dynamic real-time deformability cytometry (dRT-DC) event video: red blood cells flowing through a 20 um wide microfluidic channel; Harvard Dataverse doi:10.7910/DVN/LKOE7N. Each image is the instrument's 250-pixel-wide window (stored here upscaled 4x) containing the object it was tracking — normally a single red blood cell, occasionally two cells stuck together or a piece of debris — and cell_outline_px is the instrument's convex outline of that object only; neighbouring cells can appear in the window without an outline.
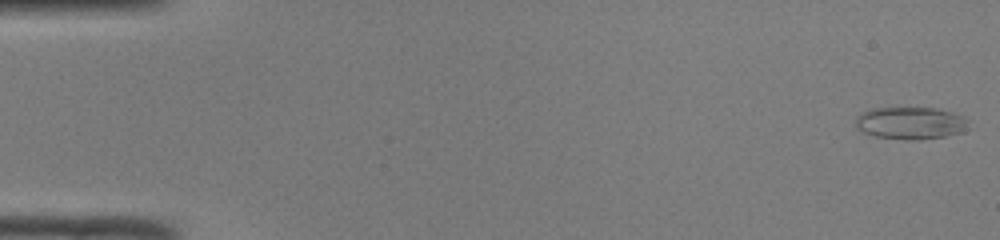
{"species": "common noctule bat (a hibernating species)", "species_latin": "Nyctalus noctula", "temperature_condition": "room temperature", "stored_images_in_passage": 50, "camera_frame_rate_fps": 3000, "um_per_image_px": 0.085, "animal": {"sex": "male", "body_mass_g": 19.0, "forearm_length_mm": 50.8}, "frame": {"image": 1, "passage_image": 1, "time_ms": 0.0, "image_size_px": [1000, 240], "cell_outline_px": [[968, 120], [964, 132], [944, 136], [916, 140], [908, 140], [876, 136], [864, 132], [856, 128], [856, 116], [860, 112], [872, 108], [936, 108], [952, 112], [964, 116]], "centroid_in_image_um": [77.38, 10.45], "position_along_channel_um": 7.6, "area_um2": 21.27}}
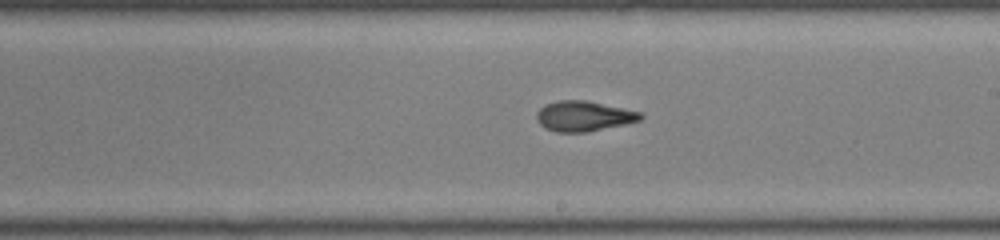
{"frame": {"image": 2, "passage_image": 29, "time_ms": 9.333, "image_size_px": [1000, 240], "cell_outline_px": [[644, 116], [640, 120], [628, 124], [588, 132], [556, 132], [544, 128], [536, 120], [536, 112], [544, 104], [560, 100], [584, 100], [644, 112]], "centroid_in_image_um": [49.63, 9.88], "position_along_channel_um": 239.4, "area_um2": 18.61}}
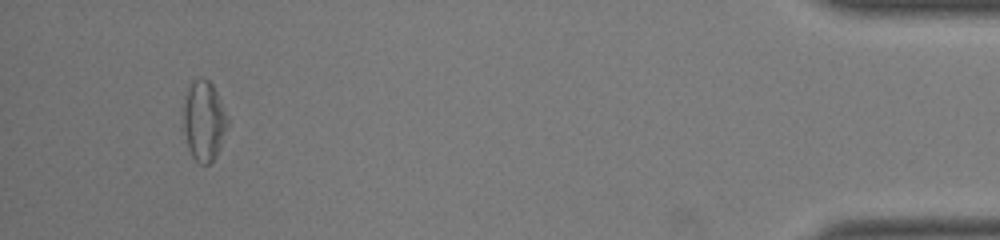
{"frame": {"image": 3, "passage_image": 47, "time_ms": 15.333, "image_size_px": [1000, 240], "cell_outline_px": [[228, 124], [216, 156], [208, 164], [200, 164], [192, 156], [188, 148], [184, 132], [184, 104], [188, 88], [192, 80], [200, 76], [208, 80], [212, 84], [216, 92], [228, 120]], "centroid_in_image_um": [17.32, 10.26], "position_along_channel_um": 417.9, "area_um2": 20.23}, "authors_computed_cell_mechanics": {"area_um2": 19.363, "velocity_mm_per_s": 4.1218, "shape_relaxation_time_tau1_ms": null, "shape_relaxation_time_tau2_ms": 2.4559, "deformation_change_tau1": null, "deformation_change_tau2": 0.0984}}